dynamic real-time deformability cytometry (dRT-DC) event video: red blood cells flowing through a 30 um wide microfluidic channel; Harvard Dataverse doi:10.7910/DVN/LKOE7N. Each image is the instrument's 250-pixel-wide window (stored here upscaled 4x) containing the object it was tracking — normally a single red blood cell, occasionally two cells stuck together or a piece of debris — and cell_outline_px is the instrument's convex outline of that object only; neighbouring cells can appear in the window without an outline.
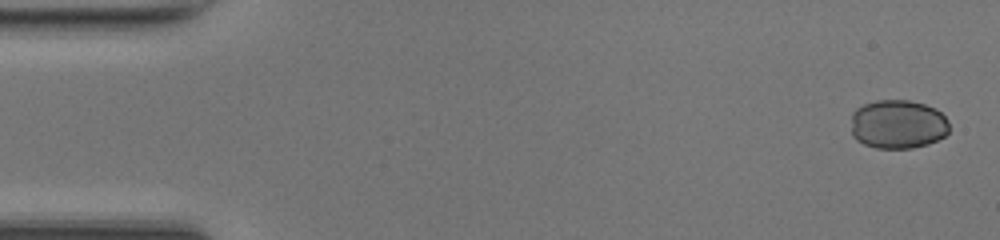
{"species": "common noctule bat (a hibernating species)", "species_latin": "Nyctalus noctula", "temperature_condition": "room temperature", "stored_images_in_passage": 48, "camera_frame_rate_fps": 3000, "um_per_image_px": 0.085, "animal": {"sex": "female", "body_mass_g": 17.0, "forearm_length_mm": 48.0}, "frame": {"image": 1, "passage_image": 2, "time_ms": 0.333, "image_size_px": [1000, 240], "cell_outline_px": [[948, 132], [944, 136], [928, 144], [912, 148], [876, 148], [864, 144], [856, 140], [852, 136], [852, 112], [856, 108], [864, 104], [876, 100], [908, 100], [924, 104], [936, 108], [948, 120]], "centroid_in_image_um": [76.3, 10.56], "position_along_channel_um": 8.7, "area_um2": 28.15}}
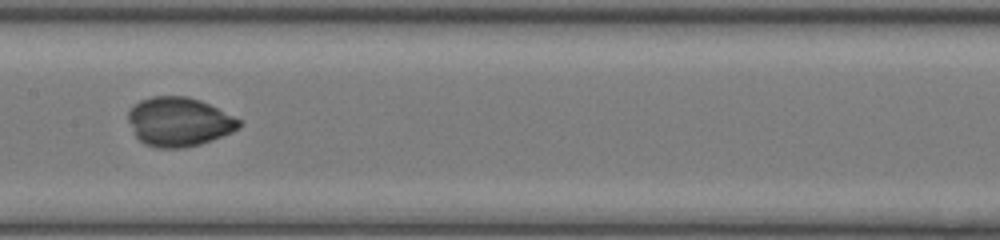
{"frame": {"image": 2, "passage_image": 25, "time_ms": 8.0, "image_size_px": [1000, 240], "cell_outline_px": [[240, 128], [232, 132], [212, 140], [200, 144], [184, 148], [156, 148], [144, 144], [136, 136], [128, 120], [128, 112], [140, 100], [152, 96], [188, 96], [200, 100], [240, 120]], "centroid_in_image_um": [15.2, 10.36], "position_along_channel_um": 192.2, "area_um2": 31.5}}
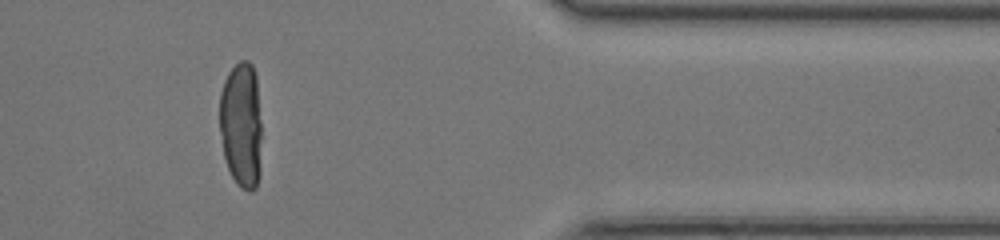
{"frame": {"image": 3, "passage_image": 41, "time_ms": 13.333, "image_size_px": [1000, 240], "cell_outline_px": [[260, 176], [256, 188], [252, 192], [248, 192], [240, 188], [236, 184], [228, 168], [224, 156], [220, 132], [220, 92], [224, 80], [228, 72], [240, 60], [248, 60], [252, 64], [256, 76], [260, 120]], "centroid_in_image_um": [20.51, 10.64], "position_along_channel_um": 390.9, "area_um2": 31.15}}